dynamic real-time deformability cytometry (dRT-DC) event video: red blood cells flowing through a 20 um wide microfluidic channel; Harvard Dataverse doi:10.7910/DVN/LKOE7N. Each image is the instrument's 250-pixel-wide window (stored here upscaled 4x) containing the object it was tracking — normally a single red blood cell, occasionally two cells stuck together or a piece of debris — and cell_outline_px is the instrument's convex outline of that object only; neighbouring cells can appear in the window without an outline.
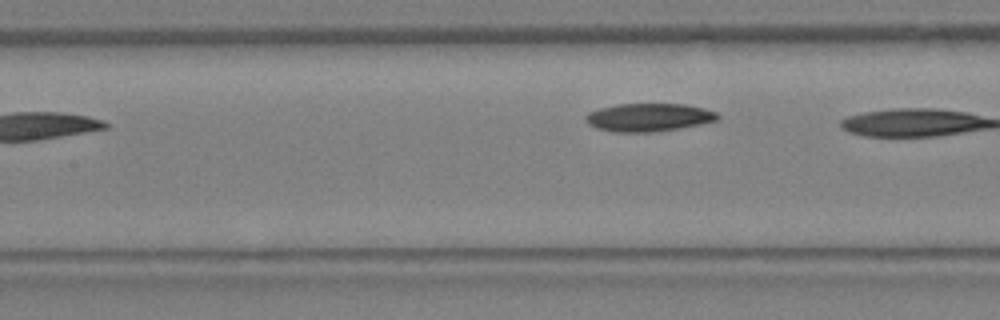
{"species": "Egyptian fruit bat (a non-hibernating species)", "species_latin": "Rousettus aegyptiacus", "temperature_condition": "warm", "stored_images_in_passage": 11, "segment_of_instrument_passage": [2, 2], "camera_frame_rate_fps": 3000, "um_per_image_px": 0.085, "animal": {"sex": "female"}, "frame": {"image": 1, "passage_image": 11, "time_ms": 3.333, "image_size_px": [1000, 320], "cell_outline_px": [[720, 120], [680, 128], [652, 132], [612, 132], [596, 128], [588, 124], [584, 116], [588, 112], [600, 108], [616, 104], [684, 104], [704, 108], [716, 112], [720, 116]], "centroid_in_image_um": [55.13, 9.98], "position_along_channel_um": 152.3, "area_um2": 21.73}}